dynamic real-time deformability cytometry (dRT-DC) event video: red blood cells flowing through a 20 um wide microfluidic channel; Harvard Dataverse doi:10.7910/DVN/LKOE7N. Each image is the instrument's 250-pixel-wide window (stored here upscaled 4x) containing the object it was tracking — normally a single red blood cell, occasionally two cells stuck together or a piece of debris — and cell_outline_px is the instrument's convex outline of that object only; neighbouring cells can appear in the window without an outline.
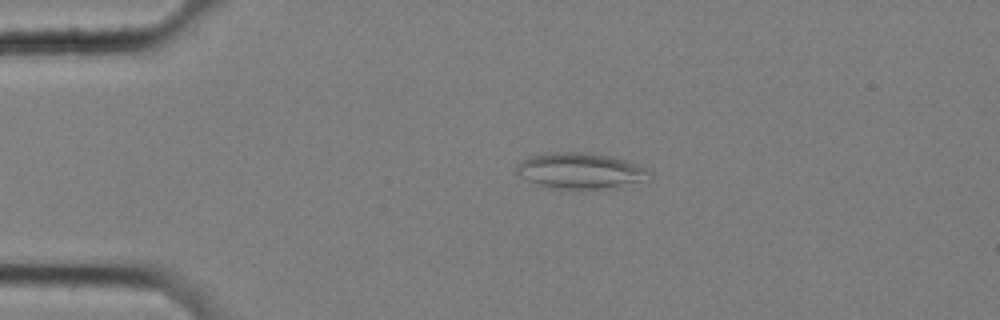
{"species": "common noctule bat (a hibernating species)", "species_latin": "Nyctalus noctula", "temperature_condition": "cold", "stored_images_in_passage": 47, "camera_frame_rate_fps": 3000, "um_per_image_px": 0.085, "animal": {"sex": "female", "body_mass_g": 25.1}, "frame": {"image": 1, "passage_image": 2, "time_ms": 0.333, "image_size_px": [1000, 320], "cell_outline_px": [[652, 180], [620, 188], [580, 192], [548, 188], [536, 184], [520, 176], [516, 172], [516, 164], [532, 156], [552, 152], [580, 152], [612, 156], [624, 160], [644, 168], [652, 172]], "centroid_in_image_um": [49.41, 14.59], "position_along_channel_um": 35.6, "area_um2": 29.02}}
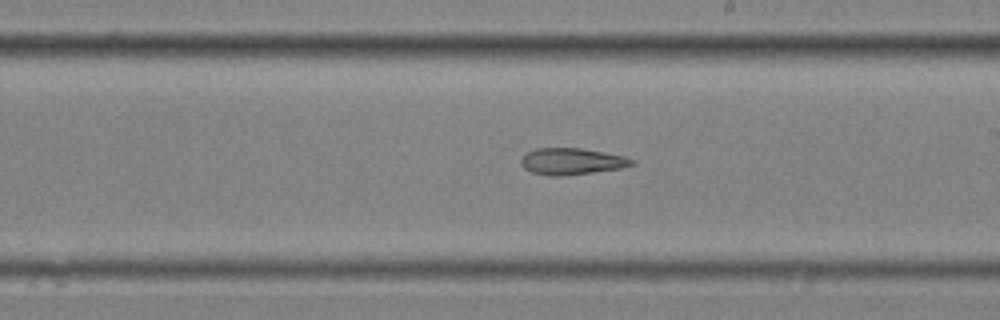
{"frame": {"image": 2, "passage_image": 23, "time_ms": 7.333, "image_size_px": [1000, 320], "cell_outline_px": [[636, 164], [624, 168], [564, 176], [548, 176], [532, 172], [524, 168], [520, 164], [520, 160], [528, 152], [536, 148], [580, 148], [624, 156], [636, 160]], "centroid_in_image_um": [48.63, 13.73], "position_along_channel_um": 240.4, "area_um2": 17.28}}
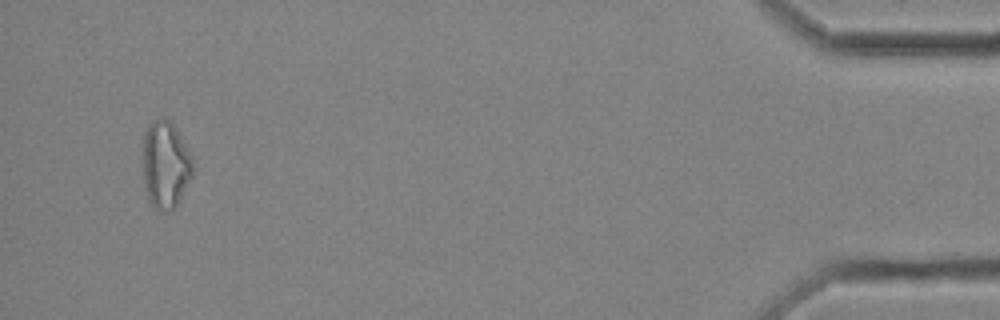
{"frame": {"image": 3, "passage_image": 45, "time_ms": 14.667, "image_size_px": [1000, 320], "cell_outline_px": [[192, 176], [176, 204], [168, 212], [160, 212], [148, 200], [144, 184], [144, 132], [148, 124], [152, 120], [172, 120], [192, 156]], "centroid_in_image_um": [14.06, 13.99], "position_along_channel_um": 421.1, "area_um2": 25.14}}